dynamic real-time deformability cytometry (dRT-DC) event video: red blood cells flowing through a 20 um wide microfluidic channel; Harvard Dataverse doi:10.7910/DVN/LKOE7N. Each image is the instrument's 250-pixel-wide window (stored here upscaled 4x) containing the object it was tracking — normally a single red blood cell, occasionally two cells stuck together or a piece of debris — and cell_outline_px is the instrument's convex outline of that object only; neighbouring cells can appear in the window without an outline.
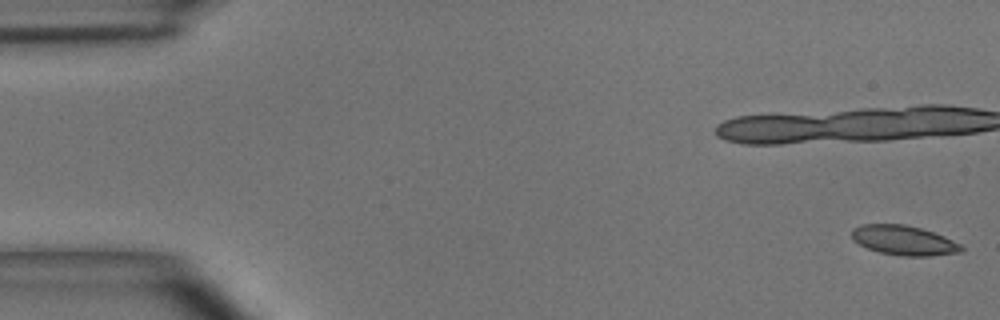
{"species": "common noctule bat (a hibernating species)", "species_latin": "Nyctalus noctula", "temperature_condition": "room temperature", "stored_images_in_passage": 9, "camera_frame_rate_fps": 3000, "um_per_image_px": 0.085, "animal": {"sex": "male", "body_mass_g": 15.6}, "frame": {"image": 1, "passage_image": 1, "time_ms": 0.0, "image_size_px": [1000, 320], "cell_outline_px": [[964, 248], [960, 252], [928, 256], [900, 256], [880, 252], [868, 248], [852, 240], [852, 228], [860, 224], [904, 224], [920, 228], [944, 236], [960, 244]], "centroid_in_image_um": [76.8, 20.42], "position_along_channel_um": 8.2, "area_um2": 18.84}}